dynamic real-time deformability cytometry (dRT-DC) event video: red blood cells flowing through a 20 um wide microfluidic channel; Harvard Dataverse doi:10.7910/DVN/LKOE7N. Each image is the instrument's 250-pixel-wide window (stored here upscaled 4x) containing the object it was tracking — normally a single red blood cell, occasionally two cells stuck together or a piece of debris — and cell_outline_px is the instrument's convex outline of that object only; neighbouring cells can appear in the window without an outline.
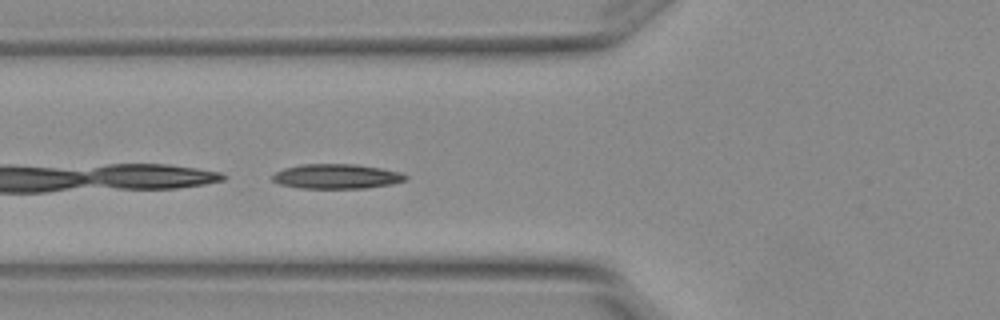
{"species": "Egyptian fruit bat (a non-hibernating species)", "species_latin": "Rousettus aegyptiacus", "temperature_condition": "warm", "stored_images_in_passage": 4, "camera_frame_rate_fps": 3000, "um_per_image_px": 0.085, "animal": {"sex": "female"}, "frame": {"image": 1, "passage_image": 4, "time_ms": 1.0, "image_size_px": [1000, 320], "cell_outline_px": [[408, 180], [392, 184], [364, 188], [300, 188], [280, 184], [272, 180], [272, 176], [276, 172], [284, 168], [304, 164], [356, 164], [404, 172], [408, 176]], "centroid_in_image_um": [28.67, 14.99], "position_along_channel_um": 97.1, "area_um2": 19.25}}